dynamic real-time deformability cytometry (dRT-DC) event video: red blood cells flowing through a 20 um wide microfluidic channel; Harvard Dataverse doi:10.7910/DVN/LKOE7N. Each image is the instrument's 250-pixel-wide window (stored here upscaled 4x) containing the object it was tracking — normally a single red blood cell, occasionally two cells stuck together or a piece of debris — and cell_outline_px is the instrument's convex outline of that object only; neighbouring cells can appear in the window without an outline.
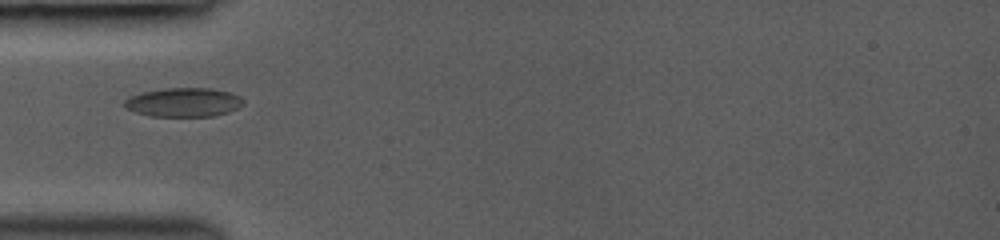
{"species": "common noctule bat (a hibernating species)", "species_latin": "Nyctalus noctula", "temperature_condition": "room temperature", "stored_images_in_passage": 67, "camera_frame_rate_fps": 3000, "um_per_image_px": 0.085, "animal": {"sex": "female", "body_mass_g": 19.0, "forearm_length_mm": 53.3}, "frame": {"image": 1, "passage_image": 1, "time_ms": 0.0, "image_size_px": [1000, 240], "cell_outline_px": [[244, 104], [228, 112], [212, 116], [152, 116], [136, 112], [124, 108], [124, 100], [128, 96], [144, 92], [164, 88], [212, 88], [232, 92], [240, 96], [244, 100]], "centroid_in_image_um": [15.61, 8.68], "position_along_channel_um": 69.4, "area_um2": 20.17}}
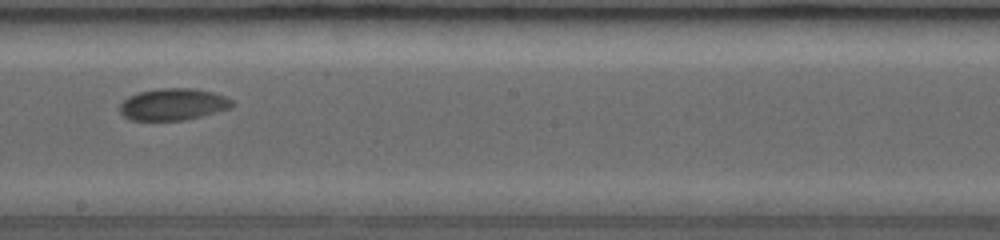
{"frame": {"image": 2, "passage_image": 25, "time_ms": 4.0, "image_size_px": [1000, 240], "cell_outline_px": [[232, 108], [184, 120], [132, 120], [124, 116], [120, 112], [120, 104], [128, 96], [140, 92], [160, 88], [192, 88], [212, 92], [224, 96], [232, 100]], "centroid_in_image_um": [14.7, 8.87], "position_along_channel_um": 233.5, "area_um2": 20.63}}
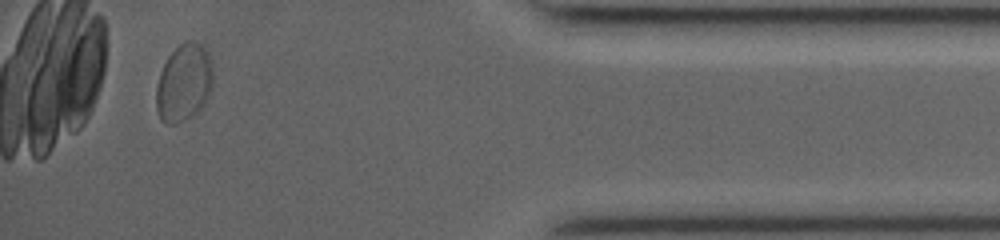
{"frame": {"image": 3, "passage_image": 58, "time_ms": 9.333, "image_size_px": [1000, 240], "cell_outline_px": [[212, 88], [200, 112], [176, 124], [168, 124], [160, 120], [156, 108], [156, 88], [160, 72], [168, 56], [184, 40], [192, 40], [200, 44], [208, 52], [212, 60]], "centroid_in_image_um": [15.64, 7.04], "position_along_channel_um": 419.6, "area_um2": 25.95}}